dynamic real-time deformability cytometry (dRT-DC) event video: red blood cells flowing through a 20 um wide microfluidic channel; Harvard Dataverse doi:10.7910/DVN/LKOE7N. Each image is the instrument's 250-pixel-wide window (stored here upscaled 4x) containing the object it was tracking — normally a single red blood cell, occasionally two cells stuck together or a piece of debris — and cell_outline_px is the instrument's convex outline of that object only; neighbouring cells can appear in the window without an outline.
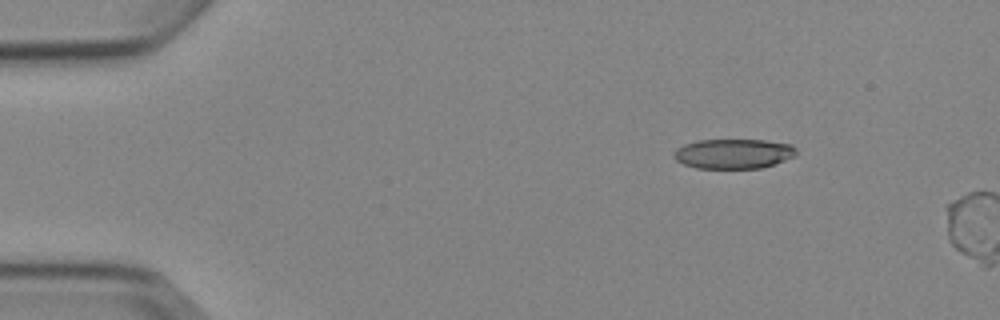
{"species": "Egyptian fruit bat (a non-hibernating species)", "species_latin": "Rousettus aegyptiacus", "temperature_condition": "cold", "stored_images_in_passage": 5, "camera_frame_rate_fps": 3000, "um_per_image_px": 0.085, "animal": {"sex": "female"}, "frame": {"image": 1, "passage_image": 3, "time_ms": 2.333, "image_size_px": [1000, 320], "cell_outline_px": [[796, 156], [760, 168], [696, 168], [684, 164], [676, 160], [672, 156], [676, 148], [684, 144], [696, 140], [764, 140], [792, 144], [796, 148]], "centroid_in_image_um": [62.33, 13.06], "position_along_channel_um": 22.7, "area_um2": 21.27}}